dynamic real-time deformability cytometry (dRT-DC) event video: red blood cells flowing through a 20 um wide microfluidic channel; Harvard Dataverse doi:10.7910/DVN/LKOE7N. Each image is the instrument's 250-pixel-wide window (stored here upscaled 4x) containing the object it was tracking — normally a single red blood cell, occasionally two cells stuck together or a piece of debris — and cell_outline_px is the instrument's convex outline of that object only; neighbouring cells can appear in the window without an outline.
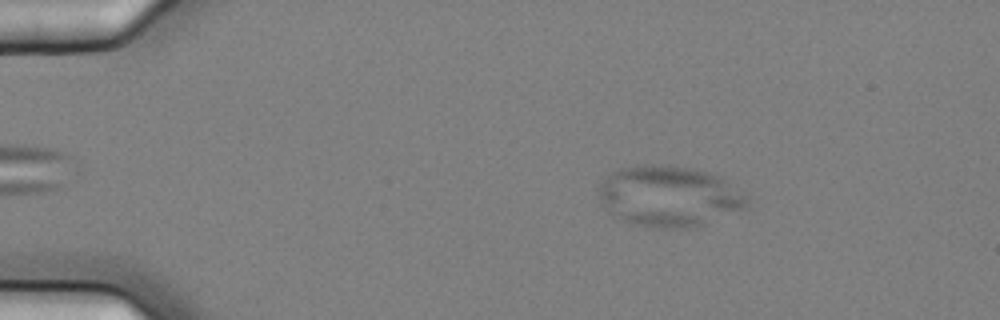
{"species": "common noctule bat (a hibernating species)", "species_latin": "Nyctalus noctula", "temperature_condition": "cold", "stored_images_in_passage": 3, "camera_frame_rate_fps": 3000, "um_per_image_px": 0.085, "animal": {"sex": "female", "body_mass_g": 25.1}, "frame": {"image": 1, "passage_image": 1, "time_ms": 0.0, "image_size_px": [1000, 320], "cell_outline_px": [[748, 200], [740, 208], [704, 224], [684, 228], [648, 228], [632, 224], [612, 216], [604, 208], [600, 196], [600, 184], [612, 172], [620, 168], [636, 164], [668, 164], [692, 168], [712, 172], [720, 176]], "centroid_in_image_um": [56.77, 16.66], "position_along_channel_um": 28.2, "area_um2": 52.14}}